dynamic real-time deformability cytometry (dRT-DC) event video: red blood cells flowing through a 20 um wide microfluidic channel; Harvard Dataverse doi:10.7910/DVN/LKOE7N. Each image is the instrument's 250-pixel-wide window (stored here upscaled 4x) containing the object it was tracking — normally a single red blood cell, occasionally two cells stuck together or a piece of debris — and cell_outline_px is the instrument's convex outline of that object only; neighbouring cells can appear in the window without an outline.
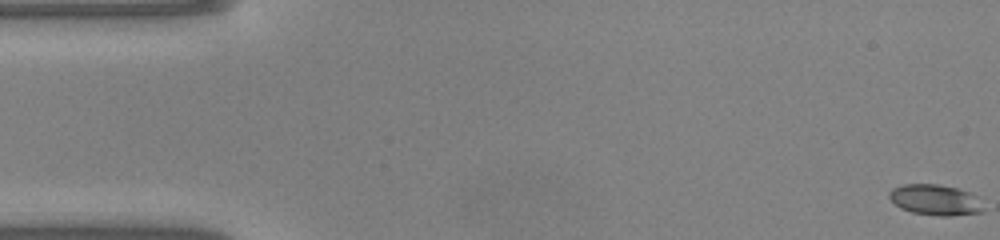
{"species": "common noctule bat (a hibernating species)", "species_latin": "Nyctalus noctula", "temperature_condition": "warm", "stored_images_in_passage": 49, "camera_frame_rate_fps": 3000, "um_per_image_px": 0.085, "animal": {"sex": "male", "body_mass_g": 20.0, "forearm_length_mm": 53.3}, "frame": {"image": 1, "passage_image": 1, "time_ms": 0.0, "image_size_px": [1000, 240], "cell_outline_px": [[984, 212], [952, 216], [940, 216], [912, 212], [900, 208], [888, 196], [888, 192], [892, 188], [904, 184], [940, 184], [956, 188], [980, 196], [984, 208]], "centroid_in_image_um": [79.55, 16.99], "position_along_channel_um": 5.5, "area_um2": 17.11}}
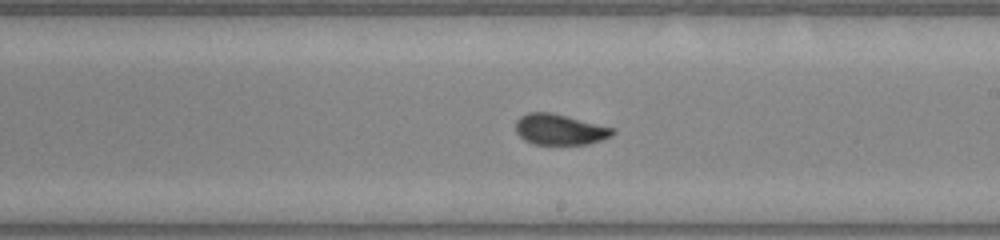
{"frame": {"image": 2, "passage_image": 28, "time_ms": 9.0, "image_size_px": [1000, 240], "cell_outline_px": [[616, 132], [612, 136], [588, 144], [532, 144], [524, 140], [516, 132], [516, 120], [520, 116], [528, 112], [548, 112], [616, 128]], "centroid_in_image_um": [47.58, 11.01], "position_along_channel_um": 241.4, "area_um2": 17.34}}
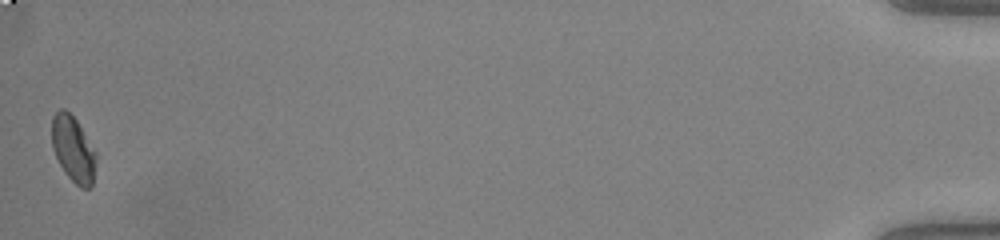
{"frame": {"image": 3, "passage_image": 49, "time_ms": 16.0, "image_size_px": [1000, 240], "cell_outline_px": [[96, 164], [92, 188], [80, 188], [68, 176], [60, 164], [52, 148], [52, 116], [60, 108], [64, 108], [76, 120], [96, 152]], "centroid_in_image_um": [6.23, 12.69], "position_along_channel_um": 429.0, "area_um2": 16.88}, "authors_computed_cell_mechanics": {"area_um2": 17.2244, "velocity_mm_per_s": 4.1356, "shape_relaxation_time_tau1_ms": 4.7866, "shape_relaxation_time_tau2_ms": 0.6226, "deformation_change_tau1": 0.1415, "deformation_change_tau2": 0.0468}}